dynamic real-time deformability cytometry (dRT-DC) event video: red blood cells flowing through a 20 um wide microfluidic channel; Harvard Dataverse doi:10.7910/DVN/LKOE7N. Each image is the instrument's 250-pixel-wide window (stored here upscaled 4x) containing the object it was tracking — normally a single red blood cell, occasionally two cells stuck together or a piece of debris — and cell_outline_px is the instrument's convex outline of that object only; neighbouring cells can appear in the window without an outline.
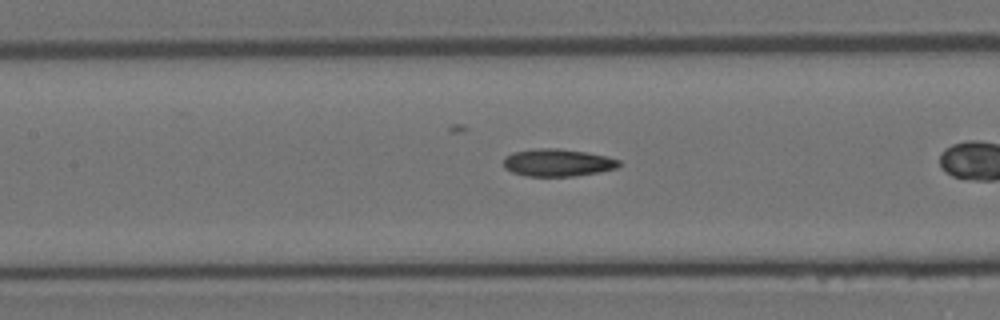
{"species": "Egyptian fruit bat (a non-hibernating species)", "species_latin": "Rousettus aegyptiacus", "temperature_condition": "room temperature", "stored_images_in_passage": 28, "camera_frame_rate_fps": 3000, "um_per_image_px": 0.085, "animal": {"sex": "female"}, "frame": {"image": 1, "passage_image": 13, "time_ms": 4.0, "image_size_px": [1000, 320], "cell_outline_px": [[620, 164], [616, 168], [600, 172], [572, 176], [528, 176], [512, 172], [504, 168], [504, 156], [512, 152], [540, 148], [560, 148], [588, 152], [608, 156], [620, 160]], "centroid_in_image_um": [47.4, 13.81], "position_along_channel_um": 160.0, "area_um2": 18.61}}